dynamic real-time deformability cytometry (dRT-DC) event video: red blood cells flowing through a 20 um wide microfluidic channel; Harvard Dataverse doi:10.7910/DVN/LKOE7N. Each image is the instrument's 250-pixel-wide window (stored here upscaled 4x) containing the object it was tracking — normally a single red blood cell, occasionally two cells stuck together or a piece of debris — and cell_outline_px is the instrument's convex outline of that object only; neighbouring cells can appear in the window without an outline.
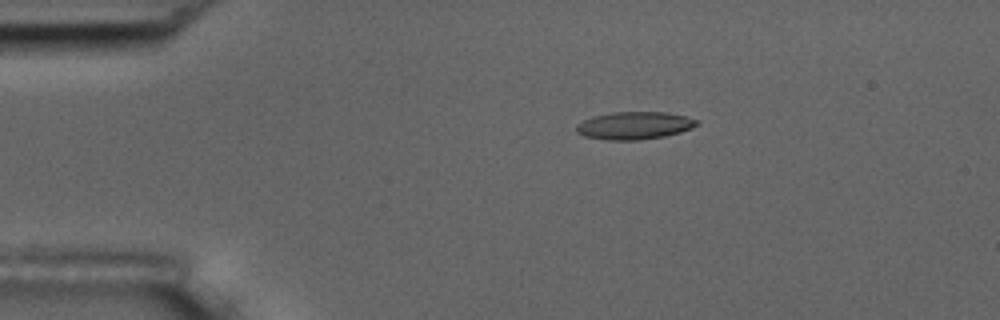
{"species": "common noctule bat (a hibernating species)", "species_latin": "Nyctalus noctula", "temperature_condition": "room temperature", "stored_images_in_passage": 8, "camera_frame_rate_fps": 3000, "um_per_image_px": 0.085, "animal": {"sex": "male", "body_mass_g": 17.5, "forearm_length_mm": 52.3}, "frame": {"image": 1, "passage_image": 2, "time_ms": 1.0, "image_size_px": [1000, 320], "cell_outline_px": [[700, 124], [692, 128], [680, 132], [664, 136], [640, 140], [608, 140], [584, 136], [576, 132], [576, 124], [592, 116], [612, 112], [668, 112], [688, 116], [696, 120]], "centroid_in_image_um": [53.93, 10.66], "position_along_channel_um": 31.1, "area_um2": 19.54}}
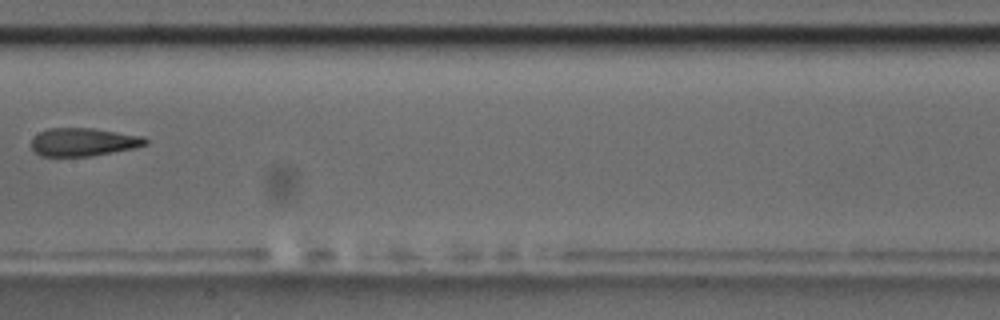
{"frame": {"image": 2, "passage_image": 7, "time_ms": 7.0, "image_size_px": [1000, 320], "cell_outline_px": [[148, 144], [132, 148], [92, 156], [40, 156], [32, 148], [32, 140], [40, 132], [48, 128], [92, 128], [144, 136], [148, 140]], "centroid_in_image_um": [7.1, 12.07], "position_along_channel_um": 200.3, "area_um2": 18.55}}
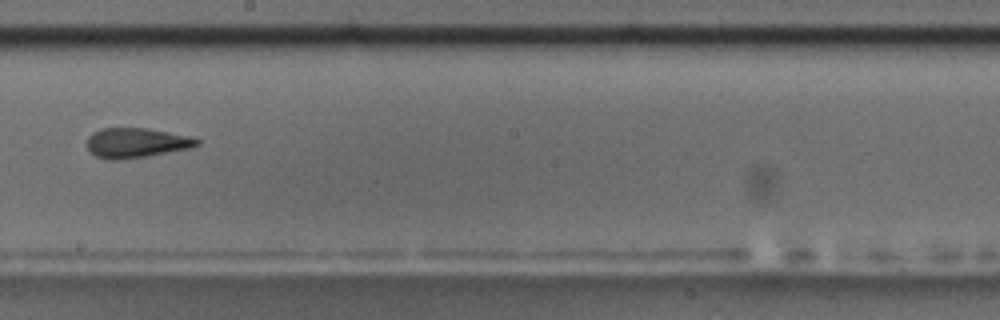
{"frame": {"image": 3, "passage_image": 8, "time_ms": 8.0, "image_size_px": [1000, 320], "cell_outline_px": [[200, 144], [192, 148], [148, 156], [120, 160], [108, 160], [96, 156], [88, 152], [88, 136], [92, 132], [100, 128], [148, 128], [188, 136], [200, 140]], "centroid_in_image_um": [11.56, 12.15], "position_along_channel_um": 236.6, "area_um2": 19.31}}